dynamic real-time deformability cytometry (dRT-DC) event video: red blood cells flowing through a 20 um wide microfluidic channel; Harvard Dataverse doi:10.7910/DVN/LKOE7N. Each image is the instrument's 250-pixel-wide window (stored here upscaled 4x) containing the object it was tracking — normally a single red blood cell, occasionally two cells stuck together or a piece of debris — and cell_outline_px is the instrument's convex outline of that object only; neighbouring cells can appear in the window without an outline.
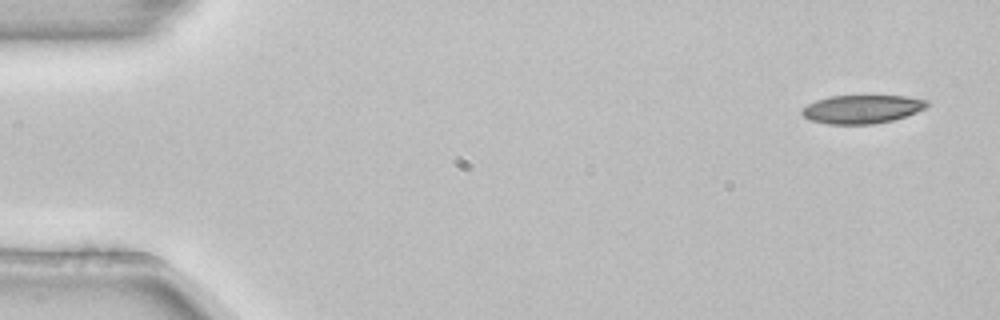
{"species": "common noctule bat (a hibernating species)", "species_latin": "Nyctalus noctula", "temperature_condition": "room temperature", "stored_images_in_passage": 4, "segment_of_instrument_passage": [2, 2], "camera_frame_rate_fps": 3000, "um_per_image_px": 0.085, "animal": {"sex": "female", "body_mass_g": 22.7, "forearm_length_mm": 54.2}, "frame": {"image": 1, "passage_image": 4, "time_ms": 1.0, "image_size_px": [1000, 320], "cell_outline_px": [[928, 104], [924, 108], [916, 112], [892, 120], [872, 124], [828, 124], [808, 120], [800, 112], [800, 108], [816, 100], [828, 96], [904, 96], [928, 100]], "centroid_in_image_um": [73.2, 9.28], "position_along_channel_um": 11.8, "area_um2": 20.69}}